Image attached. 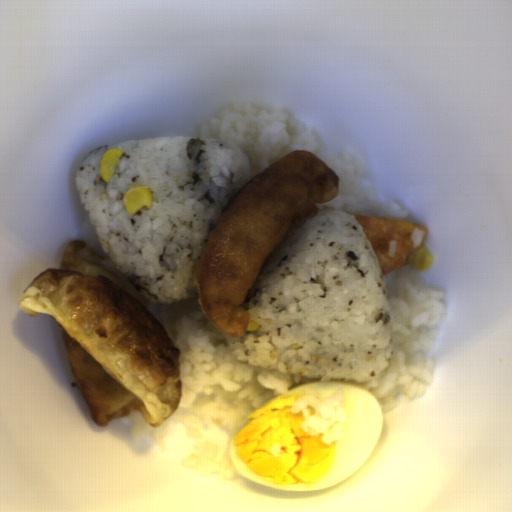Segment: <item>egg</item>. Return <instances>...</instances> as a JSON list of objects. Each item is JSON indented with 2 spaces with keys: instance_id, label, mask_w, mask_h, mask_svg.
I'll return each mask as SVG.
<instances>
[{
  "instance_id": "egg-1",
  "label": "egg",
  "mask_w": 512,
  "mask_h": 512,
  "mask_svg": "<svg viewBox=\"0 0 512 512\" xmlns=\"http://www.w3.org/2000/svg\"><path fill=\"white\" fill-rule=\"evenodd\" d=\"M344 391L345 436L324 446L321 434L300 428L301 412L294 402L305 394L318 400L335 389ZM384 416L373 394L355 384L317 380L272 398L248 416L230 443L233 469L258 484L277 490L314 491L356 473L371 457Z\"/></svg>"
}]
</instances>
